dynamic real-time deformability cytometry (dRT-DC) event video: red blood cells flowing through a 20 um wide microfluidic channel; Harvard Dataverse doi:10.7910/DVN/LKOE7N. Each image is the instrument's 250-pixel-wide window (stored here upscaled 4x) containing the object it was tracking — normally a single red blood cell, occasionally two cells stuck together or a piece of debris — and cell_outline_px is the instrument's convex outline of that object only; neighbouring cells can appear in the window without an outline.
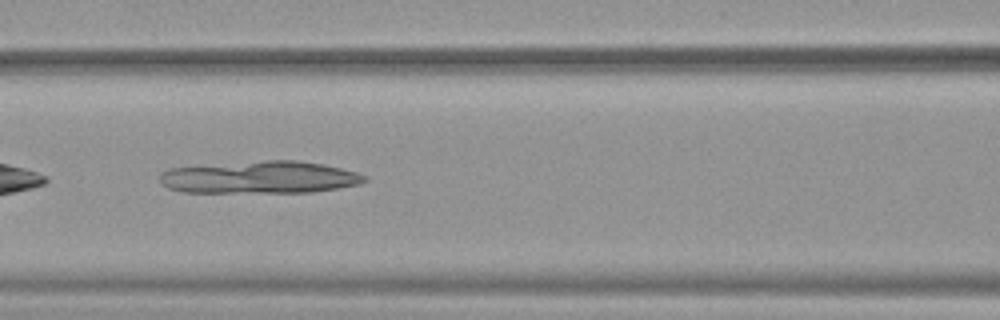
{"species": "common noctule bat (a hibernating species)", "species_latin": "Nyctalus noctula", "temperature_condition": "warm", "stored_images_in_passage": 49, "camera_frame_rate_fps": 3000, "um_per_image_px": 0.085, "animal": {"sex": "female", "body_mass_g": 19.9}, "frame": {"image": 1, "passage_image": 22, "time_ms": 7.0, "image_size_px": [1000, 320], "cell_outline_px": [[368, 180], [360, 184], [340, 188], [312, 192], [180, 192], [168, 188], [160, 184], [160, 172], [168, 168], [264, 160], [296, 160], [320, 164], [340, 168], [356, 172], [368, 176]], "centroid_in_image_um": [22.08, 15.08], "position_along_channel_um": 144.5, "area_um2": 38.78}}
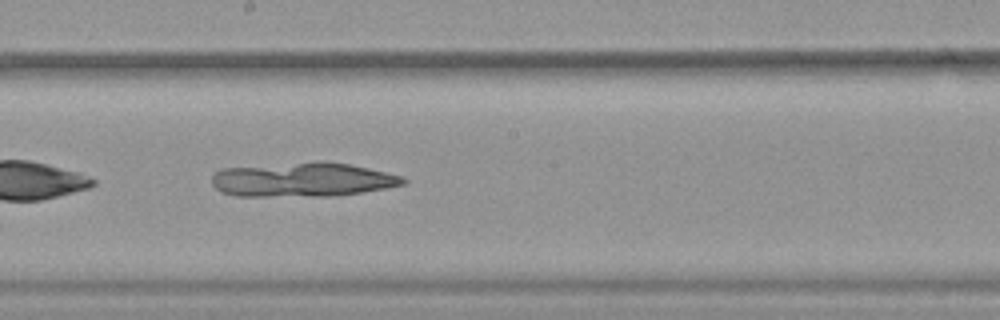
{"frame": {"image": 2, "passage_image": 28, "time_ms": 9.0, "image_size_px": [1000, 320], "cell_outline_px": [[408, 180], [404, 184], [388, 188], [364, 192], [336, 196], [236, 196], [220, 192], [212, 184], [212, 176], [216, 172], [224, 168], [316, 160], [324, 160], [348, 164], [368, 168], [400, 176]], "centroid_in_image_um": [25.72, 15.27], "position_along_channel_um": 222.5, "area_um2": 38.61}}